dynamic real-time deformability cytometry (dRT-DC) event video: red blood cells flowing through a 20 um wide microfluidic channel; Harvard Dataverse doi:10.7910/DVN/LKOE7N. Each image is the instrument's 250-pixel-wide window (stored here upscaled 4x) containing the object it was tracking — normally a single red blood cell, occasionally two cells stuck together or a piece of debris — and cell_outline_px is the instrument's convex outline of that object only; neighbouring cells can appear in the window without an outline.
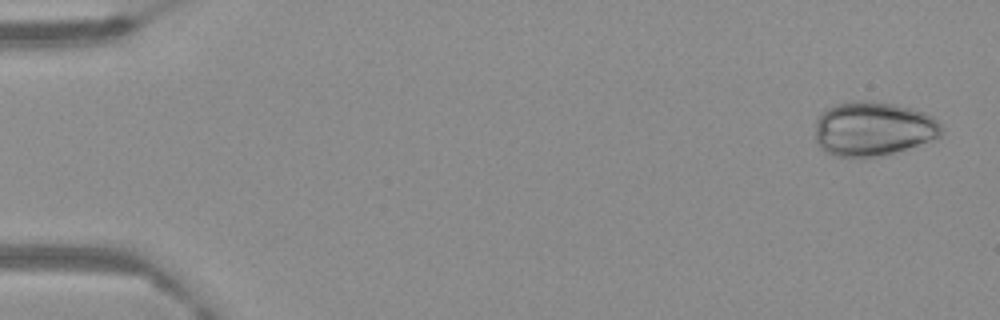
{"species": "Egyptian fruit bat (a non-hibernating species)", "species_latin": "Rousettus aegyptiacus", "temperature_condition": "warm", "stored_images_in_passage": 15, "camera_frame_rate_fps": 3000, "um_per_image_px": 0.085, "frame": {"image": 1, "passage_image": 3, "time_ms": 0.667, "image_size_px": [1000, 320], "cell_outline_px": [[940, 136], [884, 156], [864, 160], [836, 156], [820, 148], [816, 140], [816, 120], [820, 112], [836, 104], [852, 100], [864, 100], [892, 104], [912, 108], [924, 112], [932, 116], [940, 124]], "centroid_in_image_um": [74.16, 10.97], "position_along_channel_um": 10.8, "area_um2": 40.29}}